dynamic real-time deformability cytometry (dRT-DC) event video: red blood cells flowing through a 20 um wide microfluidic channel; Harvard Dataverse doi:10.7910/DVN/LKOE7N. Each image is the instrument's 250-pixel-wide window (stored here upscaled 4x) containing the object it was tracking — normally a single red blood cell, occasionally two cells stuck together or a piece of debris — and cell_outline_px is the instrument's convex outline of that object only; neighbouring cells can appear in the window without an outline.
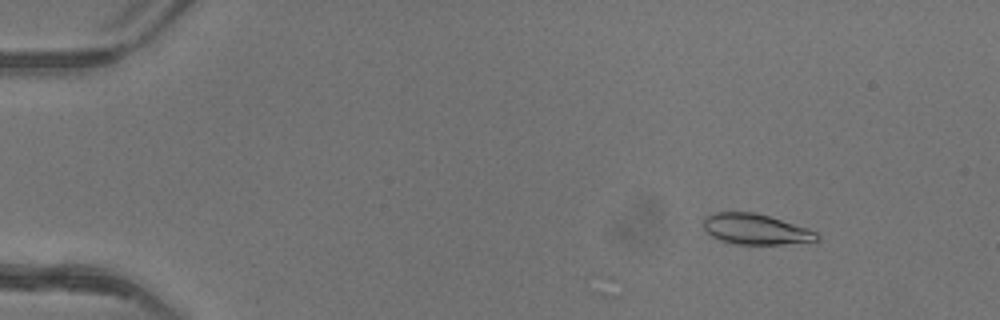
{"species": "common noctule bat (a hibernating species)", "species_latin": "Nyctalus noctula", "temperature_condition": "warm", "stored_images_in_passage": 51, "camera_frame_rate_fps": 3000, "um_per_image_px": 0.085, "animal": {"sex": "female"}, "frame": {"image": 1, "passage_image": 7, "time_ms": 2.0, "image_size_px": [1000, 320], "cell_outline_px": [[820, 240], [784, 244], [736, 244], [720, 240], [712, 236], [704, 228], [704, 216], [712, 212], [756, 212], [808, 228], [816, 232], [820, 236]], "centroid_in_image_um": [64.23, 19.47], "position_along_channel_um": 20.8, "area_um2": 20.23}}
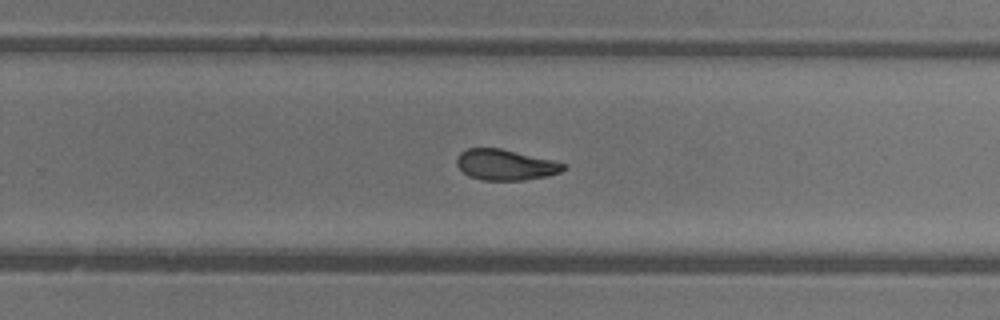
{"frame": {"image": 2, "passage_image": 34, "time_ms": 11.0, "image_size_px": [1000, 320], "cell_outline_px": [[568, 168], [560, 172], [548, 176], [524, 180], [484, 180], [468, 176], [456, 164], [456, 160], [460, 152], [468, 148], [500, 148], [552, 160], [564, 164]], "centroid_in_image_um": [42.96, 14.01], "position_along_channel_um": 286.8, "area_um2": 19.02}}
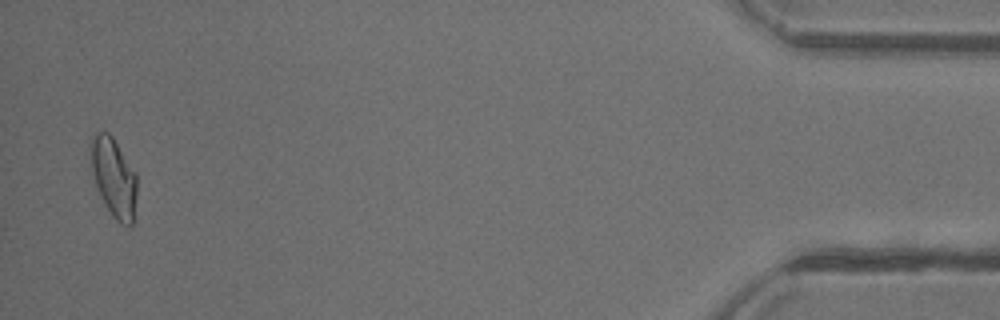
{"frame": {"image": 3, "passage_image": 50, "time_ms": 16.333, "image_size_px": [1000, 320], "cell_outline_px": [[136, 196], [132, 224], [128, 228], [120, 224], [112, 216], [104, 204], [100, 196], [92, 172], [92, 136], [96, 132], [108, 132], [112, 136], [136, 172]], "centroid_in_image_um": [9.69, 15.13], "position_along_channel_um": 425.5, "area_um2": 21.04}, "authors_computed_cell_mechanics": {"area_um2": 20.1722, "velocity_mm_per_s": 4.1646, "shape_relaxation_time_tau1_ms": 7.0667, "shape_relaxation_time_tau2_ms": 2.0886, "deformation_change_tau1": 0.2283, "deformation_change_tau2": 0.0892}}